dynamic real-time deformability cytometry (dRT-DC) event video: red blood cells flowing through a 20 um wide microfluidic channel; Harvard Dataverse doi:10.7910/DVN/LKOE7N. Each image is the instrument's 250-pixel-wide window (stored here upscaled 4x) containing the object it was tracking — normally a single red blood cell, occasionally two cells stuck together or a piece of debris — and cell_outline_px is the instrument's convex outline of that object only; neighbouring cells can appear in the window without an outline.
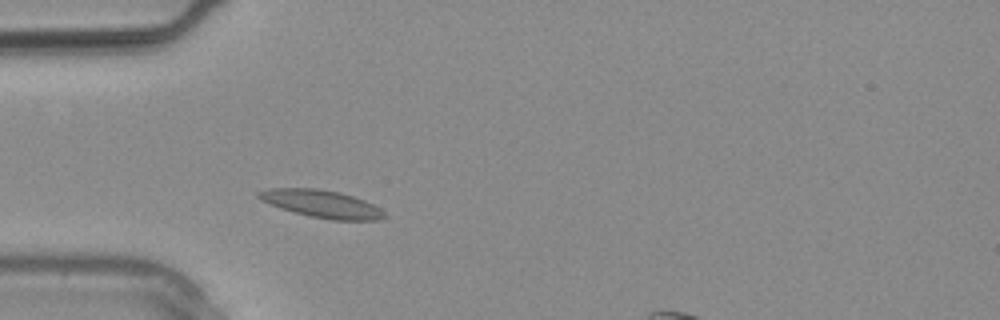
{"species": "common noctule bat (a hibernating species)", "species_latin": "Nyctalus noctula", "temperature_condition": "warm", "stored_images_in_passage": 5, "camera_frame_rate_fps": 3000, "um_per_image_px": 0.085, "animal": {"sex": "male", "body_mass_g": 20.4}, "frame": {"image": 1, "passage_image": 3, "time_ms": 0.667, "image_size_px": [1000, 320], "cell_outline_px": [[388, 216], [380, 220], [332, 220], [312, 216], [280, 208], [256, 196], [256, 192], [268, 188], [312, 188], [340, 192], [364, 200], [380, 208]], "centroid_in_image_um": [27.38, 17.32], "position_along_channel_um": 57.6, "area_um2": 19.94}}